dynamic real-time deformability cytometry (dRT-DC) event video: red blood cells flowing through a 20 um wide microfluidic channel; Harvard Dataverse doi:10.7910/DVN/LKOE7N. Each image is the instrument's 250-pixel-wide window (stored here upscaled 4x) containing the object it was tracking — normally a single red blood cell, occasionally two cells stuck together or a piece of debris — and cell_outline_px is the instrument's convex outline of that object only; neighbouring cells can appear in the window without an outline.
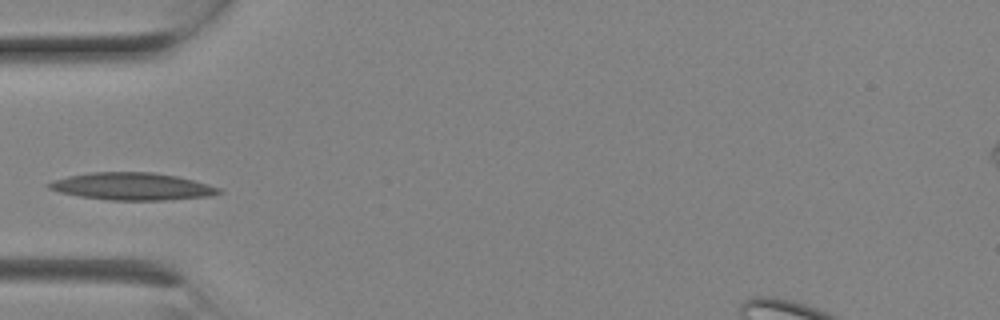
{"species": "Egyptian fruit bat (a non-hibernating species)", "species_latin": "Rousettus aegyptiacus", "temperature_condition": "room temperature", "stored_images_in_passage": 7, "camera_frame_rate_fps": 3000, "um_per_image_px": 0.085, "animal": {"sex": "female"}, "frame": {"image": 1, "passage_image": 5, "time_ms": 1.333, "image_size_px": [1000, 320], "cell_outline_px": [[224, 192], [208, 196], [164, 200], [112, 200], [80, 196], [60, 192], [48, 188], [44, 184], [52, 180], [68, 176], [88, 172], [152, 172], [176, 176], [192, 180], [220, 188]], "centroid_in_image_um": [11.18, 15.84], "position_along_channel_um": 73.8, "area_um2": 26.93}}
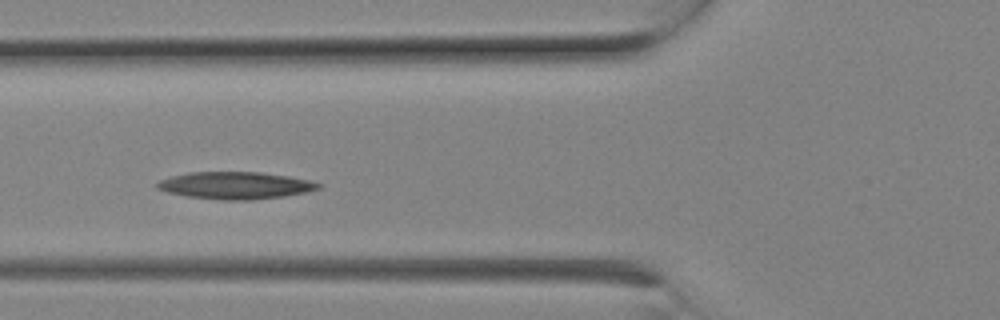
{"frame": {"image": 2, "passage_image": 6, "time_ms": 1.667, "image_size_px": [1000, 320], "cell_outline_px": [[320, 188], [304, 192], [284, 196], [252, 200], [224, 200], [188, 196], [168, 192], [156, 188], [156, 184], [160, 180], [172, 176], [188, 172], [260, 172], [288, 176], [312, 180], [320, 184]], "centroid_in_image_um": [20.01, 15.75], "position_along_channel_um": 105.8, "area_um2": 25.37}}
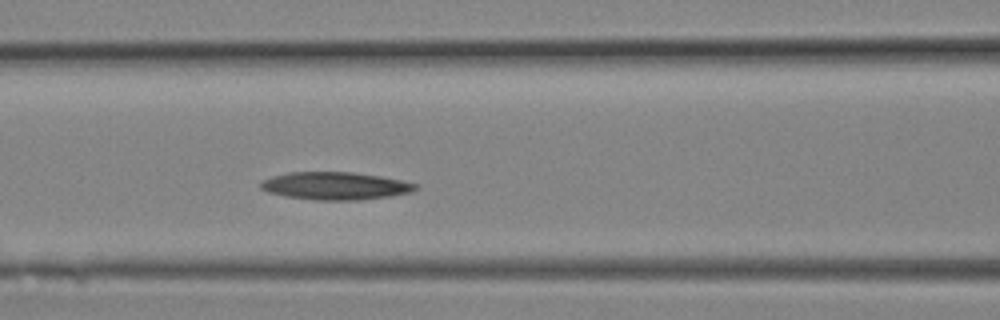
{"frame": {"image": 3, "passage_image": 7, "time_ms": 2.0, "image_size_px": [1000, 320], "cell_outline_px": [[420, 188], [408, 192], [392, 196], [360, 200], [316, 200], [288, 196], [268, 192], [260, 188], [260, 184], [264, 180], [272, 176], [288, 172], [352, 172], [380, 176], [400, 180], [416, 184]], "centroid_in_image_um": [28.51, 15.8], "position_along_channel_um": 138.1, "area_um2": 24.8}}